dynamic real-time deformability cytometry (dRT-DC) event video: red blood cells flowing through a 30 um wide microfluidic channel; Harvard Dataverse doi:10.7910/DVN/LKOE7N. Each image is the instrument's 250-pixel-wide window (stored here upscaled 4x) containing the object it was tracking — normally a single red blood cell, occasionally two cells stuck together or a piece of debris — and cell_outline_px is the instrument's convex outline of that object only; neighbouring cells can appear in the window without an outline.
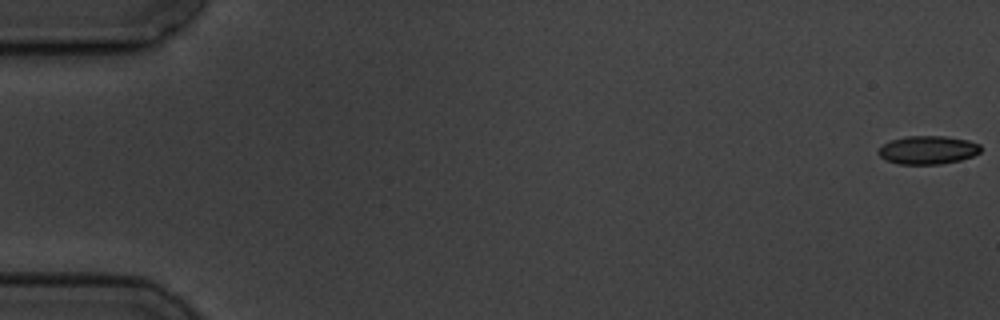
{"species": "common noctule bat (a hibernating species)", "species_latin": "Nyctalus noctula", "temperature_condition": "cold", "stored_images_in_passage": 5, "camera_frame_rate_fps": 3000, "um_per_image_px": 0.085, "animal": {"sex": "male", "body_mass_g": 19.5, "forearm_length_mm": 54.6}, "frame": {"image": 1, "passage_image": 1, "time_ms": 0.0, "image_size_px": [1000, 320], "cell_outline_px": [[980, 152], [972, 156], [960, 160], [940, 164], [900, 164], [888, 160], [880, 156], [876, 152], [884, 144], [892, 140], [904, 136], [944, 136], [968, 140], [980, 144]], "centroid_in_image_um": [78.87, 12.74], "position_along_channel_um": 6.1, "area_um2": 16.76}}
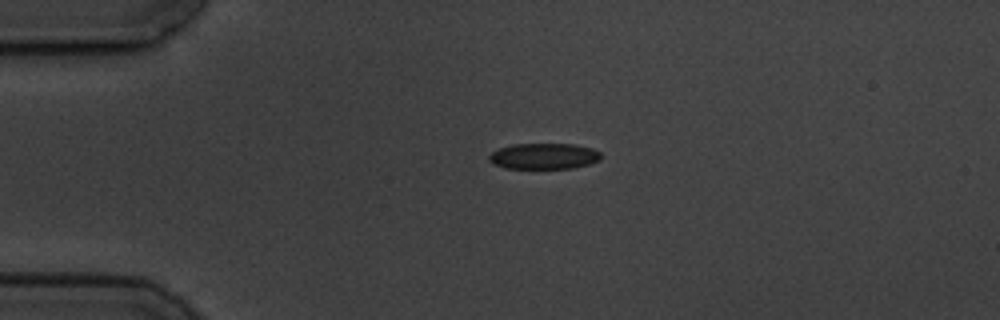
{"frame": {"image": 2, "passage_image": 4, "time_ms": 4.333, "image_size_px": [1000, 320], "cell_outline_px": [[600, 160], [588, 164], [572, 168], [504, 168], [492, 164], [488, 160], [488, 156], [492, 152], [500, 148], [512, 144], [572, 144], [592, 148], [600, 152]], "centroid_in_image_um": [46.2, 13.27], "position_along_channel_um": 38.8, "area_um2": 16.88}}